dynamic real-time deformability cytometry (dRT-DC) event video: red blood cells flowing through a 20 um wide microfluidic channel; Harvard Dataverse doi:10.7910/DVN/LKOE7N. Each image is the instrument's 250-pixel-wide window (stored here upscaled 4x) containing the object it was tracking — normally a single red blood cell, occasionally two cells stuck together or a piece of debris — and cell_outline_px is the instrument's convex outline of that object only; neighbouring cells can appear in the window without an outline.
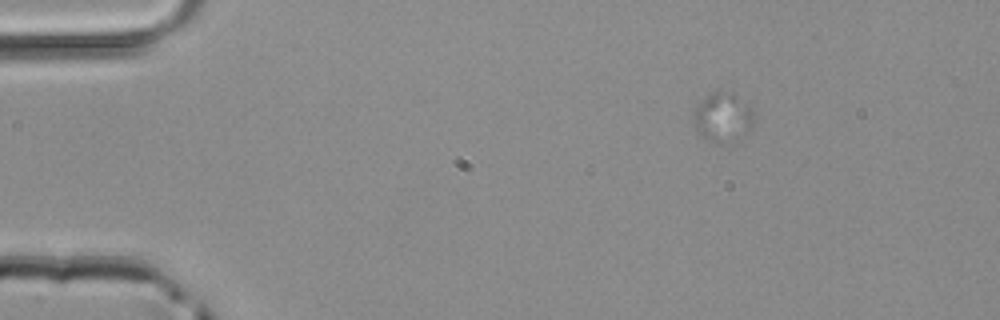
{"species": "common noctule bat (a hibernating species)", "species_latin": "Nyctalus noctula", "temperature_condition": "room temperature", "stored_images_in_passage": 26, "camera_frame_rate_fps": 3000, "um_per_image_px": 0.085, "animal": {"sex": "male", "body_mass_g": 20.4}, "frame": {"image": 1, "passage_image": 1, "time_ms": 0.0, "image_size_px": [1000, 320], "cell_outline_px": [[756, 120], [744, 136], [724, 144], [720, 144], [704, 136], [692, 124], [692, 112], [696, 100], [712, 92], [732, 92], [752, 104]], "centroid_in_image_um": [61.45, 9.91], "position_along_channel_um": 23.5, "area_um2": 18.09}}
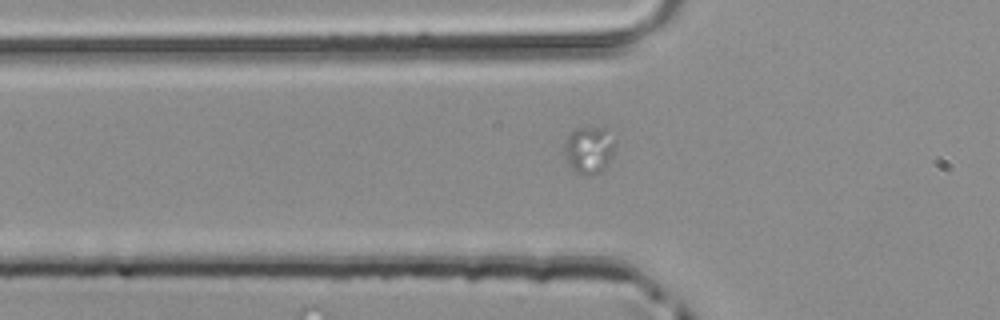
{"frame": {"image": 2, "passage_image": 11, "time_ms": 3.333, "image_size_px": [1000, 320], "cell_outline_px": [[616, 144], [612, 160], [600, 172], [576, 172], [568, 164], [564, 156], [564, 144], [568, 136], [576, 128], [604, 128]], "centroid_in_image_um": [50.07, 12.72], "position_along_channel_um": 75.7, "area_um2": 13.58}}